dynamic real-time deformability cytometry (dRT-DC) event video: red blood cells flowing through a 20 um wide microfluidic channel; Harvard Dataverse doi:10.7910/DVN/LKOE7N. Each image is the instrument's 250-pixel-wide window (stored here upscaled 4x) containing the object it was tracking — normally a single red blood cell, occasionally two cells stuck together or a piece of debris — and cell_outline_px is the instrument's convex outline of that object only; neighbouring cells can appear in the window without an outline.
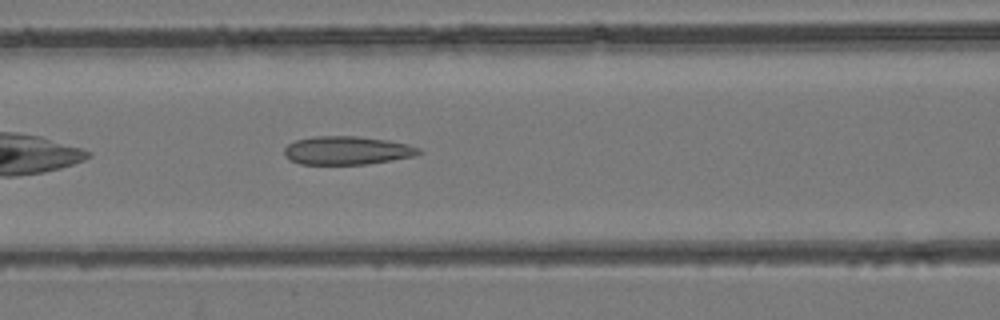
{"species": "common noctule bat (a hibernating species)", "species_latin": "Nyctalus noctula", "temperature_condition": "room temperature", "stored_images_in_passage": 34, "camera_frame_rate_fps": 3000, "um_per_image_px": 0.085, "animal": {"sex": "female", "body_mass_g": 24.6, "forearm_length_mm": 56.2}, "frame": {"image": 1, "passage_image": 7, "time_ms": 2.0, "image_size_px": [1000, 320], "cell_outline_px": [[424, 152], [412, 156], [392, 160], [368, 164], [300, 164], [288, 160], [284, 156], [284, 148], [288, 144], [296, 140], [316, 136], [356, 136], [388, 140], [408, 144], [420, 148]], "centroid_in_image_um": [29.48, 12.79], "position_along_channel_um": 137.1, "area_um2": 22.37}}
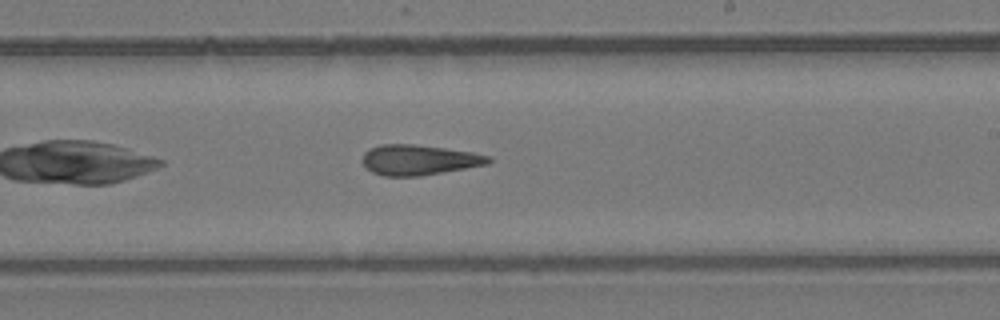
{"frame": {"image": 2, "passage_image": 15, "time_ms": 4.667, "image_size_px": [1000, 320], "cell_outline_px": [[492, 160], [488, 164], [420, 176], [384, 176], [372, 172], [364, 164], [364, 152], [368, 148], [380, 144], [412, 144], [444, 148], [472, 152], [488, 156]], "centroid_in_image_um": [35.59, 13.59], "position_along_channel_um": 253.4, "area_um2": 22.02}}
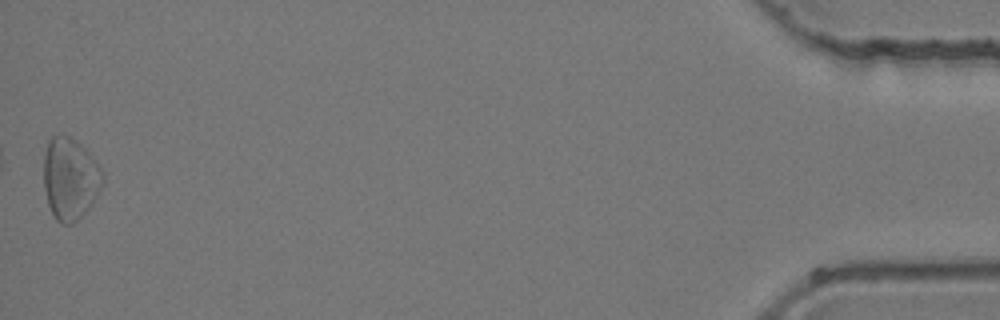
{"frame": {"image": 3, "passage_image": 34, "time_ms": 11.0, "image_size_px": [1000, 320], "cell_outline_px": [[104, 184], [88, 208], [72, 224], [60, 224], [56, 220], [48, 204], [44, 188], [44, 156], [48, 140], [52, 136], [64, 132], [80, 144], [88, 152], [104, 172]], "centroid_in_image_um": [5.95, 15.16], "position_along_channel_um": 429.2, "area_um2": 28.26}}